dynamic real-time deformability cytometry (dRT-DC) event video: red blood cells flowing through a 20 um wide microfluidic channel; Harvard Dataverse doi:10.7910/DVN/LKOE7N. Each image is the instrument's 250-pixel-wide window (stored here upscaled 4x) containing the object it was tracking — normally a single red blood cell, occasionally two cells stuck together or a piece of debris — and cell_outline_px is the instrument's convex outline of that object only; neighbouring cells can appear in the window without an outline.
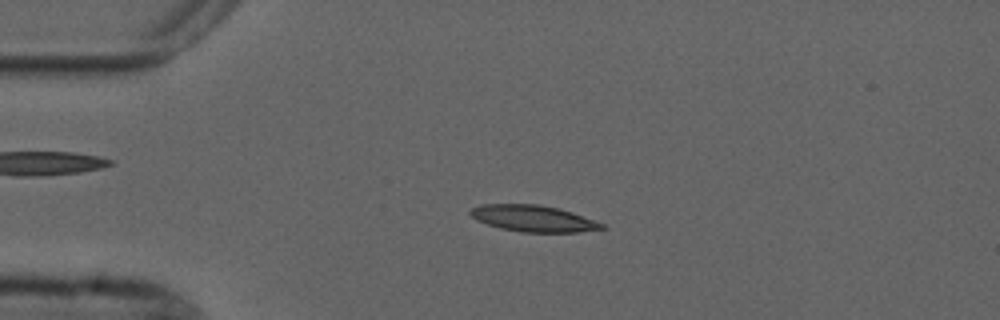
{"species": "common noctule bat (a hibernating species)", "species_latin": "Nyctalus noctula", "temperature_condition": "cold", "stored_images_in_passage": 4, "camera_frame_rate_fps": 3000, "um_per_image_px": 0.085, "animal": {"sex": "male", "forearm_length_mm": 52.5}, "frame": {"image": 1, "passage_image": 2, "time_ms": 1.0, "image_size_px": [1000, 320], "cell_outline_px": [[608, 228], [580, 232], [520, 232], [500, 228], [476, 220], [468, 212], [472, 208], [480, 204], [536, 204], [560, 208], [572, 212], [604, 224]], "centroid_in_image_um": [45.33, 18.57], "position_along_channel_um": 39.7, "area_um2": 20.29}}
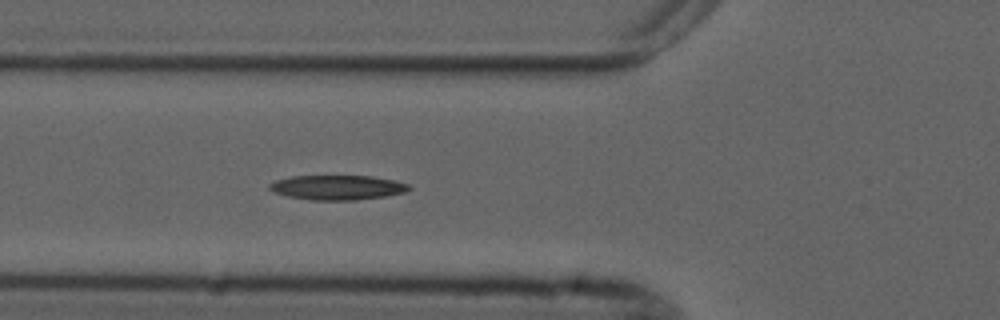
{"frame": {"image": 2, "passage_image": 4, "time_ms": 3.333, "image_size_px": [1000, 320], "cell_outline_px": [[412, 188], [404, 192], [384, 196], [356, 200], [312, 200], [288, 196], [272, 192], [268, 188], [268, 184], [276, 180], [292, 176], [372, 176], [392, 180], [408, 184]], "centroid_in_image_um": [28.64, 15.93], "position_along_channel_um": 97.2, "area_um2": 19.94}}